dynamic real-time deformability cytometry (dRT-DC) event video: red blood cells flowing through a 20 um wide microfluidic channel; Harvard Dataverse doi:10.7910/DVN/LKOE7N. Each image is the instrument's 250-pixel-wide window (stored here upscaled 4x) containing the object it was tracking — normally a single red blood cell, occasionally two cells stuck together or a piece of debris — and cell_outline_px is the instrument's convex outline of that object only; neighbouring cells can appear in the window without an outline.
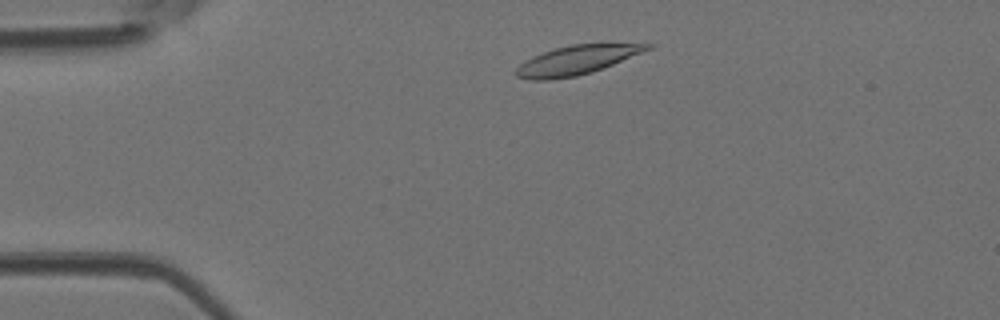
{"species": "Egyptian fruit bat (a non-hibernating species)", "species_latin": "Rousettus aegyptiacus", "temperature_condition": "room temperature", "stored_images_in_passage": 40, "camera_frame_rate_fps": 3000, "um_per_image_px": 0.085, "animal": {"sex": "female"}, "frame": {"image": 1, "passage_image": 4, "time_ms": 1.0, "image_size_px": [1000, 320], "cell_outline_px": [[656, 44], [652, 48], [592, 72], [576, 76], [548, 80], [532, 80], [516, 76], [512, 72], [520, 64], [544, 52], [556, 48], [572, 44]], "centroid_in_image_um": [48.98, 5.12], "position_along_channel_um": 36.0, "area_um2": 21.73}}
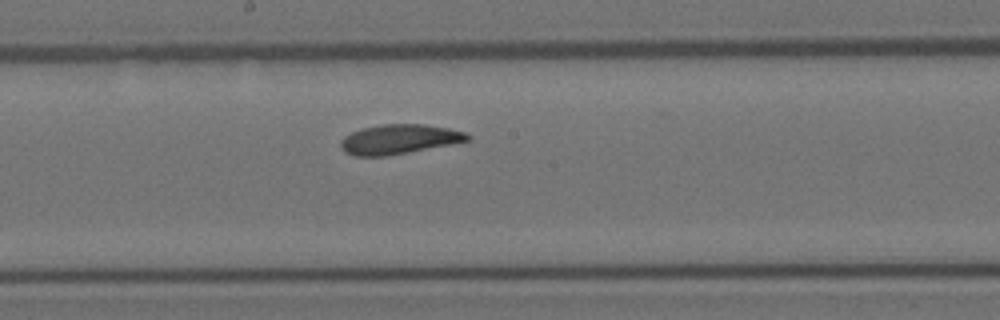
{"frame": {"image": 2, "passage_image": 19, "time_ms": 6.0, "image_size_px": [1000, 320], "cell_outline_px": [[472, 140], [452, 144], [384, 156], [356, 156], [344, 152], [340, 144], [340, 140], [344, 136], [352, 132], [364, 128], [384, 124], [424, 124], [448, 128], [464, 132], [472, 136]], "centroid_in_image_um": [33.94, 11.83], "position_along_channel_um": 214.3, "area_um2": 21.73}}
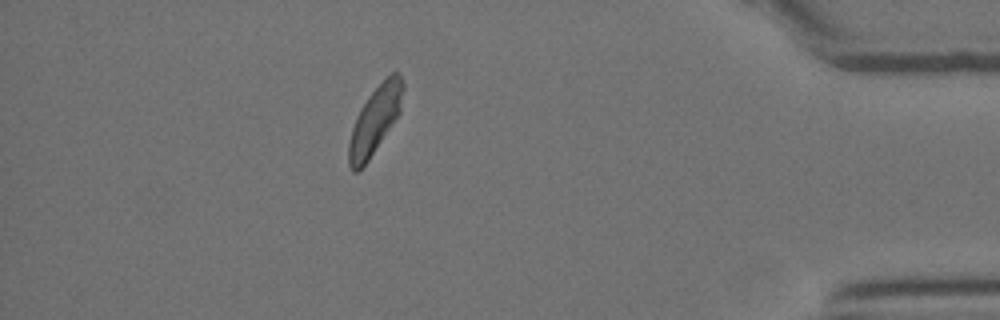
{"frame": {"image": 3, "passage_image": 35, "time_ms": 11.333, "image_size_px": [1000, 320], "cell_outline_px": [[404, 88], [400, 112], [368, 160], [356, 172], [352, 172], [348, 164], [348, 144], [352, 128], [356, 116], [360, 108], [368, 96], [392, 72], [396, 72], [400, 76], [404, 84]], "centroid_in_image_um": [31.85, 10.22], "position_along_channel_um": 403.3, "area_um2": 20.87}}